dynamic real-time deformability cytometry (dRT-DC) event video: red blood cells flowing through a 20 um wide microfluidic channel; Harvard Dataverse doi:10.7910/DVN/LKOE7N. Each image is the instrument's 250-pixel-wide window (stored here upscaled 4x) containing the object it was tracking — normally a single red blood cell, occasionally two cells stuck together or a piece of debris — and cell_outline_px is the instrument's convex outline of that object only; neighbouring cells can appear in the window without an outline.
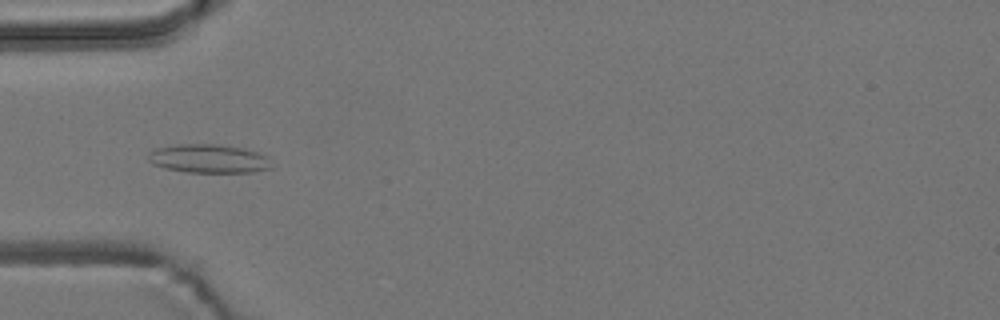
{"species": "common noctule bat (a hibernating species)", "species_latin": "Nyctalus noctula", "temperature_condition": "room temperature", "stored_images_in_passage": 8, "camera_frame_rate_fps": 3000, "um_per_image_px": 0.085, "animal": {"sex": "male", "body_mass_g": 19.2, "forearm_length_mm": 51.8}, "frame": {"image": 1, "passage_image": 3, "time_ms": 0.667, "image_size_px": [1000, 320], "cell_outline_px": [[276, 168], [252, 172], [188, 172], [164, 168], [152, 164], [148, 160], [148, 152], [156, 148], [176, 144], [216, 144], [244, 148], [256, 152], [264, 156]], "centroid_in_image_um": [17.72, 13.49], "position_along_channel_um": 67.3, "area_um2": 20.69}}
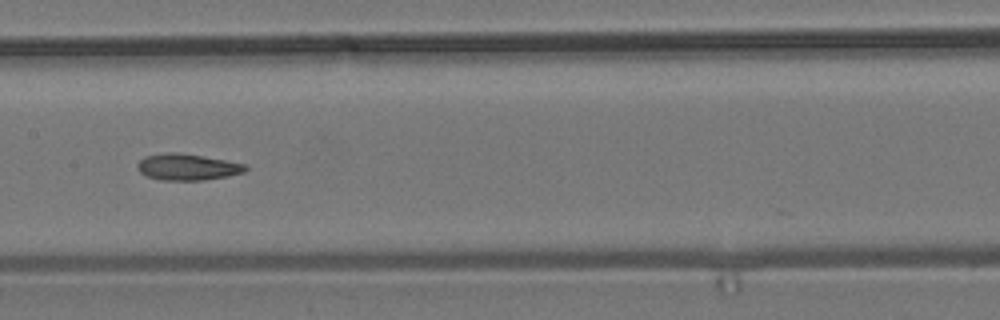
{"frame": {"image": 2, "passage_image": 6, "time_ms": 1.667, "image_size_px": [1000, 320], "cell_outline_px": [[248, 168], [244, 172], [228, 176], [204, 180], [160, 180], [148, 176], [140, 172], [136, 168], [136, 164], [144, 156], [168, 152], [176, 152], [204, 156], [248, 164]], "centroid_in_image_um": [15.94, 14.19], "position_along_channel_um": 191.5, "area_um2": 16.76}}
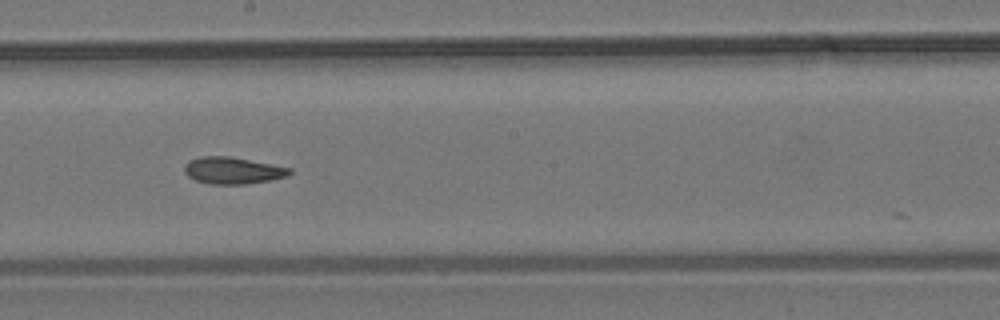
{"frame": {"image": 3, "passage_image": 7, "time_ms": 2.0, "image_size_px": [1000, 320], "cell_outline_px": [[292, 172], [288, 176], [272, 180], [244, 184], [208, 184], [196, 180], [188, 176], [184, 172], [184, 164], [188, 160], [200, 156], [228, 156], [292, 168]], "centroid_in_image_um": [19.76, 14.49], "position_along_channel_um": 228.4, "area_um2": 16.53}}